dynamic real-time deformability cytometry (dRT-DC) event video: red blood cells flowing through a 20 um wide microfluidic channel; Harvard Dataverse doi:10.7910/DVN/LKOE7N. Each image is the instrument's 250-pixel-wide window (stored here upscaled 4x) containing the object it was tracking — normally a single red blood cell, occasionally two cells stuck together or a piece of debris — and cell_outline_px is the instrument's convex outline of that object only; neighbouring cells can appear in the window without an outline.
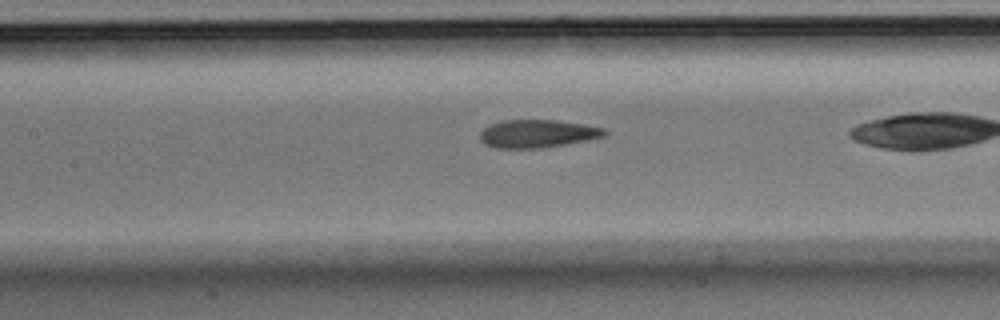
{"species": "Egyptian fruit bat (a non-hibernating species)", "species_latin": "Rousettus aegyptiacus", "temperature_condition": "room temperature", "stored_images_in_passage": 34, "camera_frame_rate_fps": 3000, "um_per_image_px": 0.085, "animal": {"sex": "male"}, "frame": {"image": 1, "passage_image": 17, "time_ms": 5.333, "image_size_px": [1000, 320], "cell_outline_px": [[608, 132], [604, 136], [588, 140], [540, 148], [496, 148], [484, 144], [480, 140], [480, 132], [484, 128], [492, 124], [504, 120], [556, 120], [584, 124], [604, 128]], "centroid_in_image_um": [45.68, 11.36], "position_along_channel_um": 161.7, "area_um2": 20.23}}
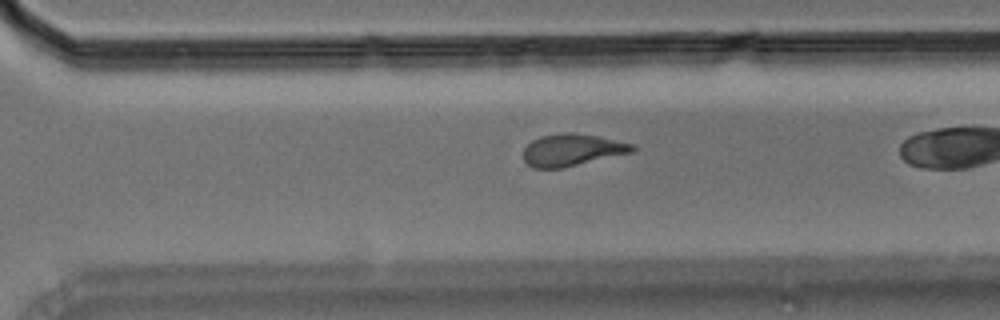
{"frame": {"image": 2, "passage_image": 30, "time_ms": 9.667, "image_size_px": [1000, 320], "cell_outline_px": [[636, 148], [632, 152], [564, 168], [532, 168], [524, 160], [524, 148], [532, 140], [540, 136], [564, 132], [572, 132], [600, 136], [636, 144]], "centroid_in_image_um": [48.65, 12.73], "position_along_channel_um": 322.0, "area_um2": 20.58}}
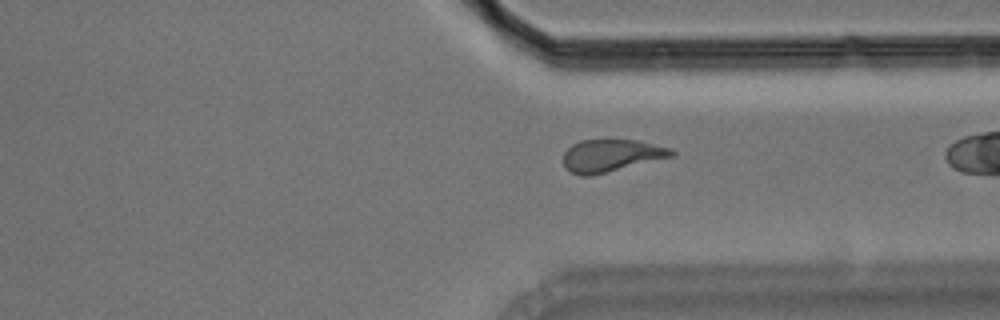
{"frame": {"image": 3, "passage_image": 33, "time_ms": 10.667, "image_size_px": [1000, 320], "cell_outline_px": [[676, 152], [672, 156], [592, 176], [580, 176], [564, 168], [564, 152], [572, 144], [580, 140], [604, 136], [636, 140], [672, 148]], "centroid_in_image_um": [51.91, 13.17], "position_along_channel_um": 359.5, "area_um2": 21.15}}